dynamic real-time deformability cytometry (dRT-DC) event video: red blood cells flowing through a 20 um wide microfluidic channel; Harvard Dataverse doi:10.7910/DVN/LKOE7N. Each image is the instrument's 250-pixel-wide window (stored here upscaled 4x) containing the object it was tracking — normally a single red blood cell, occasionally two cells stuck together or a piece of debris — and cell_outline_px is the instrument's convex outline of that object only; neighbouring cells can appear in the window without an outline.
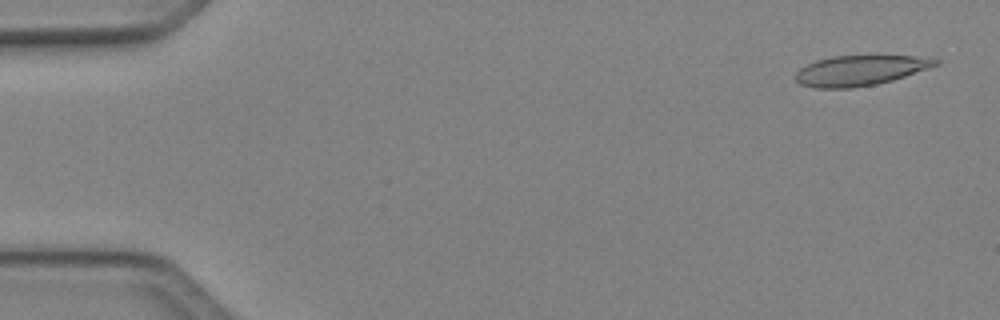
{"species": "Egyptian fruit bat (a non-hibernating species)", "species_latin": "Rousettus aegyptiacus", "temperature_condition": "cold", "stored_images_in_passage": 11, "camera_frame_rate_fps": 3000, "um_per_image_px": 0.085, "animal": {"sex": "female"}, "frame": {"image": 1, "passage_image": 2, "time_ms": 0.333, "image_size_px": [1000, 320], "cell_outline_px": [[940, 64], [892, 80], [876, 84], [852, 88], [816, 88], [800, 84], [796, 80], [796, 72], [800, 68], [816, 60], [832, 56], [912, 56], [940, 60]], "centroid_in_image_um": [73.07, 5.99], "position_along_channel_um": 11.9, "area_um2": 24.33}}